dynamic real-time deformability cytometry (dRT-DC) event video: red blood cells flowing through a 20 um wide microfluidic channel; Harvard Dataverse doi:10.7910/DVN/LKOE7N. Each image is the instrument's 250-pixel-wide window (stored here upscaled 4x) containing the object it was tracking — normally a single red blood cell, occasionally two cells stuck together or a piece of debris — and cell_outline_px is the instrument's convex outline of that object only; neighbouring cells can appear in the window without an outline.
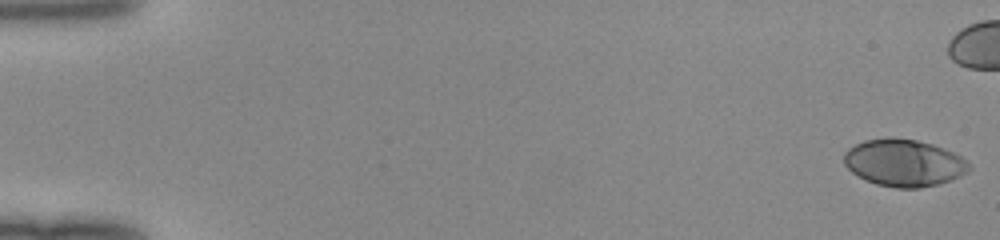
{"species": "human", "species_latin": "Homo sapiens", "temperature_condition": "room temperature", "stored_images_in_passage": 41, "camera_frame_rate_fps": 3000, "um_per_image_px": 0.085, "donor": {"sex": "female"}, "frame": {"image": 1, "passage_image": 1, "time_ms": 0.0, "image_size_px": [1000, 240], "cell_outline_px": [[972, 168], [968, 172], [960, 176], [936, 184], [920, 188], [896, 188], [876, 184], [864, 180], [852, 172], [844, 164], [844, 152], [848, 148], [864, 140], [888, 136], [892, 136], [916, 140], [932, 144], [944, 148], [968, 160]], "centroid_in_image_um": [76.82, 13.83], "position_along_channel_um": 8.2, "area_um2": 34.62}}
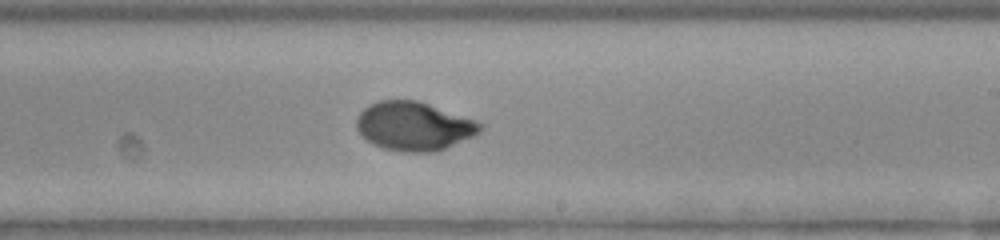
{"frame": {"image": 2, "passage_image": 31, "time_ms": 10.0, "image_size_px": [1000, 240], "cell_outline_px": [[484, 128], [480, 132], [472, 136], [436, 152], [400, 152], [384, 148], [372, 144], [356, 128], [356, 120], [360, 112], [368, 104], [380, 100], [416, 100], [476, 120], [484, 124]], "centroid_in_image_um": [35.18, 10.72], "position_along_channel_um": 253.8, "area_um2": 35.03}}
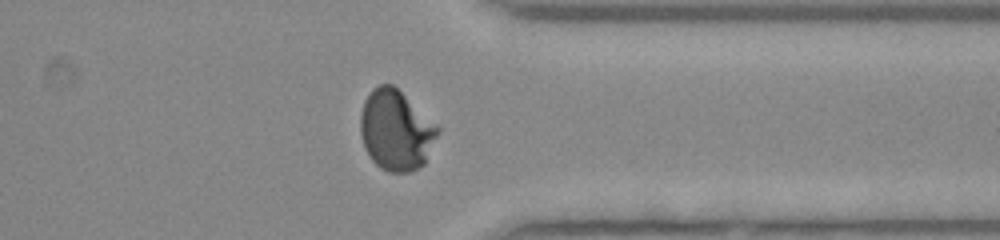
{"frame": {"image": 3, "passage_image": 40, "time_ms": 13.0, "image_size_px": [1000, 240], "cell_outline_px": [[440, 132], [424, 164], [420, 168], [408, 172], [388, 172], [380, 168], [372, 160], [364, 148], [360, 132], [360, 112], [364, 100], [372, 88], [380, 84], [392, 84], [436, 124], [440, 128]], "centroid_in_image_um": [33.64, 11.09], "position_along_channel_um": 377.8, "area_um2": 36.3}}